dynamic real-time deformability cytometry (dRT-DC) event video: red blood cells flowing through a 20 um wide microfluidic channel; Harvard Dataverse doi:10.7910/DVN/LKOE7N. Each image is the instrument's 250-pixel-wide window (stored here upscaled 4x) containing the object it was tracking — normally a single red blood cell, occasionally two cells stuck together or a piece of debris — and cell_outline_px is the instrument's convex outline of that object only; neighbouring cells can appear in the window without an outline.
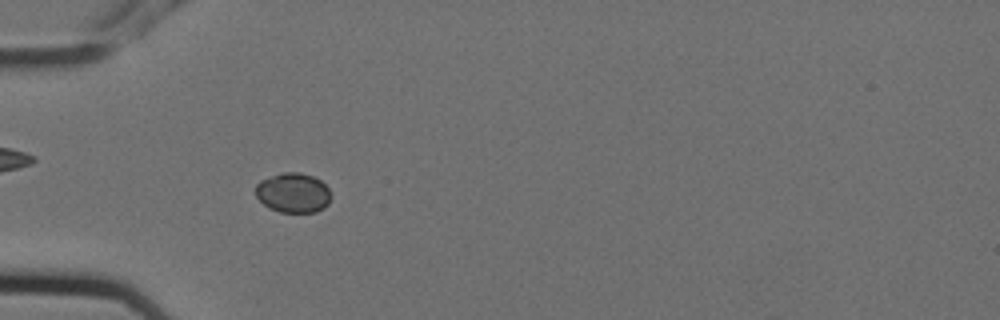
{"species": "Egyptian fruit bat (a non-hibernating species)", "species_latin": "Rousettus aegyptiacus", "temperature_condition": "cold", "stored_images_in_passage": 6, "camera_frame_rate_fps": 3000, "um_per_image_px": 0.085, "animal": {"sex": "female"}, "frame": {"image": 1, "passage_image": 5, "time_ms": 1.333, "image_size_px": [1000, 320], "cell_outline_px": [[332, 196], [328, 204], [324, 208], [316, 212], [280, 212], [268, 208], [256, 196], [256, 184], [260, 180], [284, 172], [300, 172], [312, 176], [320, 180], [328, 188]], "centroid_in_image_um": [24.93, 16.39], "position_along_channel_um": 60.1, "area_um2": 17.51}}
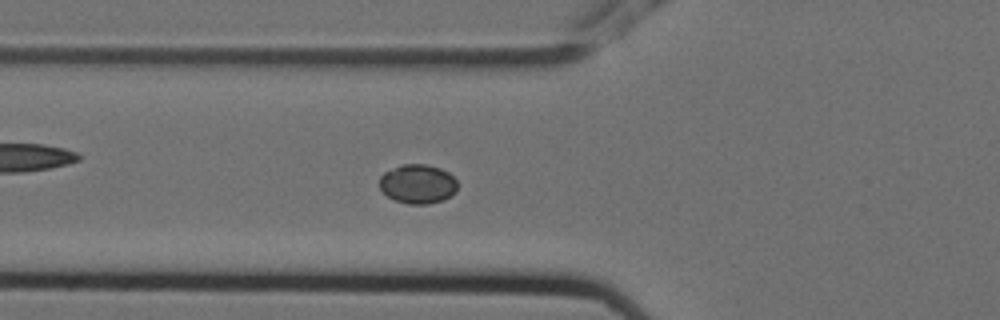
{"frame": {"image": 2, "passage_image": 6, "time_ms": 1.667, "image_size_px": [1000, 320], "cell_outline_px": [[456, 192], [444, 200], [428, 204], [408, 204], [396, 200], [388, 196], [380, 188], [380, 176], [384, 172], [400, 164], [428, 164], [440, 168], [448, 172], [456, 180]], "centroid_in_image_um": [35.51, 15.63], "position_along_channel_um": 90.3, "area_um2": 17.86}}